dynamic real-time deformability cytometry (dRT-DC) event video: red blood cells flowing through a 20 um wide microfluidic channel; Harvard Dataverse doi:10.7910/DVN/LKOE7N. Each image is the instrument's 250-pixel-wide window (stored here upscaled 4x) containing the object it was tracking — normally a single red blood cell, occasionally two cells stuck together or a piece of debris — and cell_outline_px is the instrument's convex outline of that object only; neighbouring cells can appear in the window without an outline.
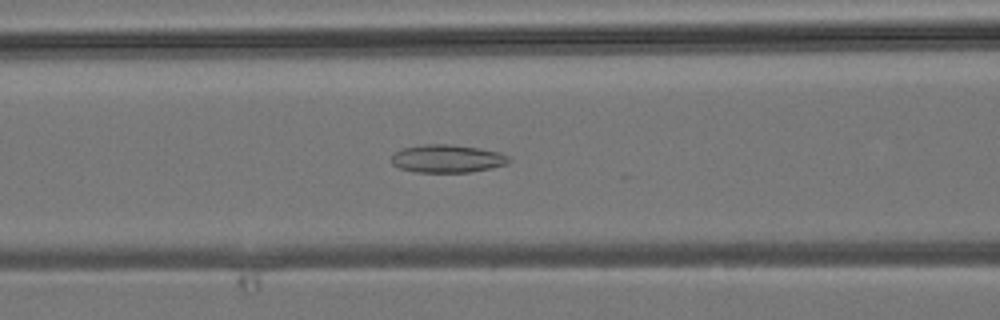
{"species": "common noctule bat (a hibernating species)", "species_latin": "Nyctalus noctula", "temperature_condition": "room temperature", "stored_images_in_passage": 35, "camera_frame_rate_fps": 3000, "um_per_image_px": 0.085, "animal": {"sex": "male", "body_mass_g": 19.2, "forearm_length_mm": 51.8}, "frame": {"image": 1, "passage_image": 10, "time_ms": 3.0, "image_size_px": [1000, 320], "cell_outline_px": [[512, 160], [508, 164], [468, 172], [416, 172], [400, 168], [392, 164], [392, 156], [396, 152], [404, 148], [424, 144], [448, 144], [480, 148], [500, 152], [508, 156]], "centroid_in_image_um": [38.04, 13.48], "position_along_channel_um": 128.6, "area_um2": 19.02}}
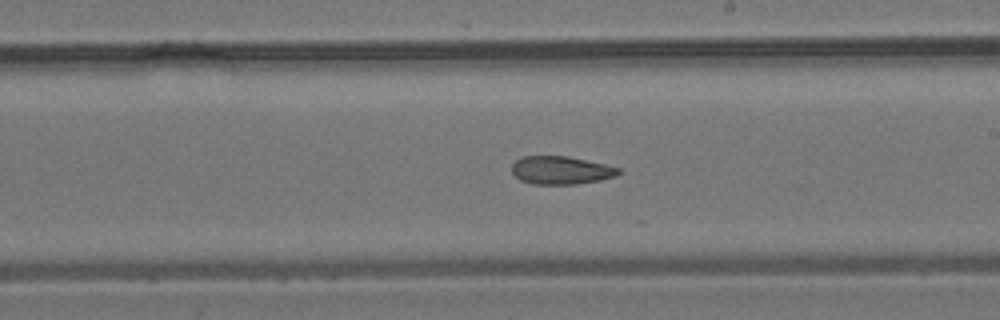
{"frame": {"image": 2, "passage_image": 17, "time_ms": 5.333, "image_size_px": [1000, 320], "cell_outline_px": [[624, 172], [616, 176], [600, 180], [576, 184], [532, 184], [520, 180], [512, 172], [512, 164], [516, 160], [524, 156], [568, 156], [604, 164], [620, 168]], "centroid_in_image_um": [47.71, 14.47], "position_along_channel_um": 241.3, "area_um2": 17.51}}
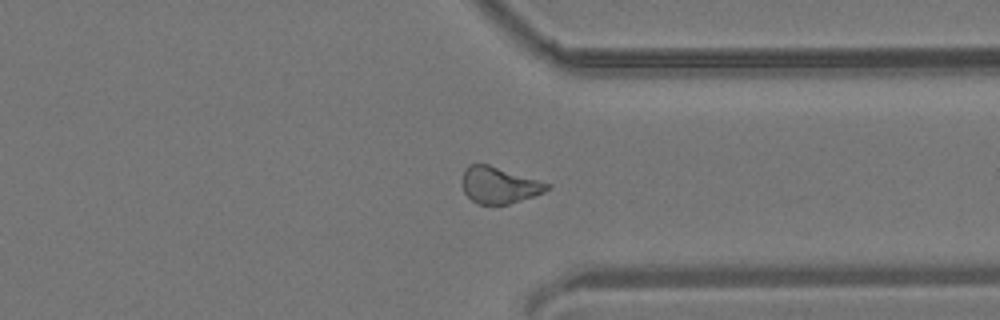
{"frame": {"image": 3, "passage_image": 25, "time_ms": 8.0, "image_size_px": [1000, 320], "cell_outline_px": [[552, 184], [544, 192], [508, 204], [476, 204], [464, 192], [464, 168], [468, 164], [488, 164]], "centroid_in_image_um": [42.43, 15.73], "position_along_channel_um": 369.0, "area_um2": 17.74}}